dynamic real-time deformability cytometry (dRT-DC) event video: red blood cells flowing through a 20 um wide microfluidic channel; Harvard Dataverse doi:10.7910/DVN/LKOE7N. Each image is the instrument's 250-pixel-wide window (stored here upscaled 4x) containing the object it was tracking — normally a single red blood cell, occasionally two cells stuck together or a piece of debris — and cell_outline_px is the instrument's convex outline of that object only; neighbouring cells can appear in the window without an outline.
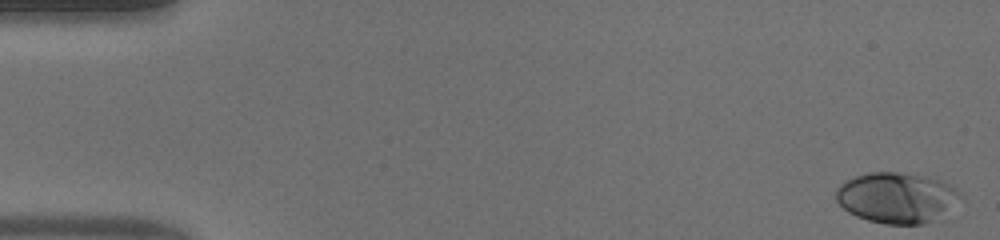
{"species": "human", "species_latin": "Homo sapiens", "temperature_condition": "warm", "stored_images_in_passage": 50, "camera_frame_rate_fps": 3000, "um_per_image_px": 0.085, "donor": {"sex": "male"}, "frame": {"image": 1, "passage_image": 1, "time_ms": 0.0, "image_size_px": [1000, 240], "cell_outline_px": [[968, 204], [944, 220], [924, 224], [884, 224], [868, 220], [856, 216], [848, 212], [836, 200], [836, 188], [840, 184], [856, 176], [868, 172], [900, 172], [924, 176], [940, 180], [964, 192]], "centroid_in_image_um": [76.47, 16.85], "position_along_channel_um": 8.5, "area_um2": 38.61}}
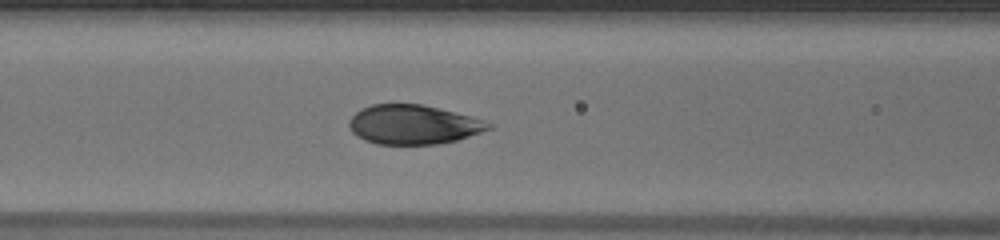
{"frame": {"image": 2, "passage_image": 21, "time_ms": 6.667, "image_size_px": [1000, 240], "cell_outline_px": [[492, 128], [456, 140], [436, 144], [376, 144], [364, 140], [356, 136], [352, 132], [348, 124], [348, 120], [360, 108], [372, 104], [420, 104], [484, 120], [492, 124]], "centroid_in_image_um": [35.06, 10.59], "position_along_channel_um": 131.5, "area_um2": 31.67}}
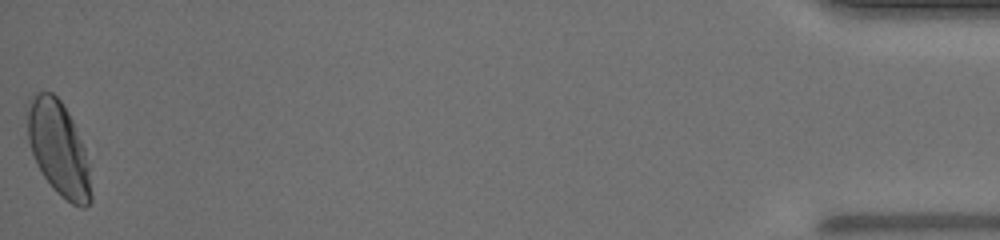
{"frame": {"image": 3, "passage_image": 50, "time_ms": 16.333, "image_size_px": [1000, 240], "cell_outline_px": [[92, 200], [84, 208], [80, 208], [72, 204], [60, 196], [52, 188], [36, 164], [28, 140], [28, 100], [32, 96], [40, 92], [52, 92], [60, 100], [68, 112], [84, 144], [88, 164], [92, 196]], "centroid_in_image_um": [4.99, 12.66], "position_along_channel_um": 430.2, "area_um2": 34.91}, "authors_computed_cell_mechanics": {"area_um2": 33.8708, "velocity_mm_per_s": 4.0897, "shape_relaxation_time_tau1_ms": 2.6773, "shape_relaxation_time_tau2_ms": null, "deformation_change_tau1": 0.1576, "deformation_change_tau2": null}}